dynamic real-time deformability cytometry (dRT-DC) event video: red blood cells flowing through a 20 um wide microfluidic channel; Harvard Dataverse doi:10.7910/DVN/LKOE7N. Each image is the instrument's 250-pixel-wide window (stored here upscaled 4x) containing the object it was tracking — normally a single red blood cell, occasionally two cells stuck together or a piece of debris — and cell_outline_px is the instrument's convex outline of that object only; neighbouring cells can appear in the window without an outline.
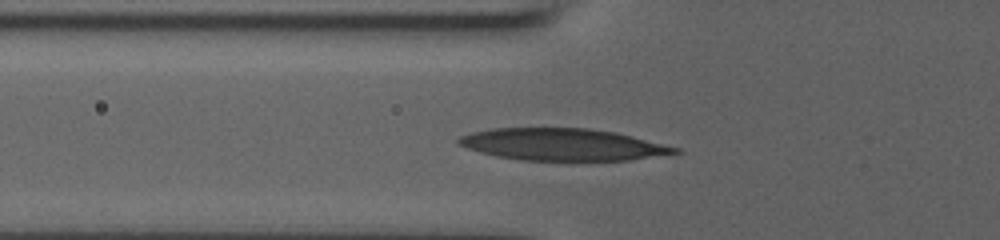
{"species": "human", "species_latin": "Homo sapiens", "temperature_condition": "room temperature", "stored_images_in_passage": 14, "camera_frame_rate_fps": 3000, "um_per_image_px": 0.085, "donor": {"sex": "male"}, "frame": {"image": 1, "passage_image": 6, "time_ms": 1.667, "image_size_px": [1000, 240], "cell_outline_px": [[684, 152], [628, 160], [520, 160], [496, 156], [480, 152], [456, 144], [456, 140], [460, 136], [472, 132], [492, 128], [588, 128], [616, 132], [680, 148]], "centroid_in_image_um": [47.81, 12.28], "position_along_channel_um": 78.0, "area_um2": 40.29}}
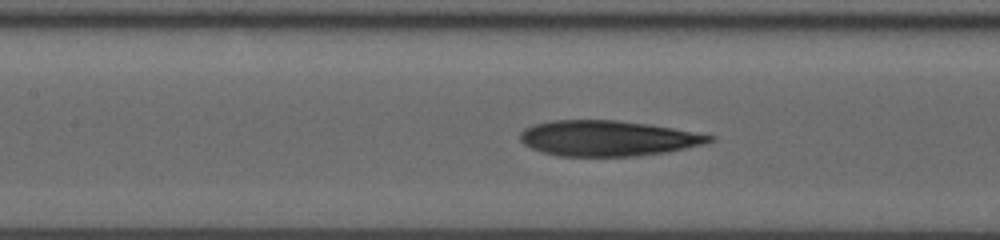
{"frame": {"image": 2, "passage_image": 12, "time_ms": 3.667, "image_size_px": [1000, 240], "cell_outline_px": [[716, 140], [704, 144], [668, 152], [636, 156], [560, 156], [544, 152], [532, 148], [524, 144], [520, 140], [520, 132], [524, 128], [532, 124], [552, 120], [616, 120], [648, 124], [672, 128], [716, 136]], "centroid_in_image_um": [51.66, 11.75], "position_along_channel_um": 155.7, "area_um2": 39.25}}
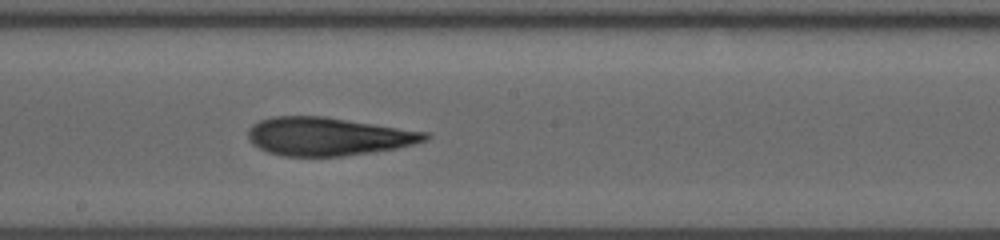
{"frame": {"image": 3, "passage_image": 14, "time_ms": 4.333, "image_size_px": [1000, 240], "cell_outline_px": [[432, 136], [428, 140], [396, 148], [340, 156], [284, 156], [268, 152], [252, 144], [248, 140], [248, 128], [252, 124], [260, 120], [272, 116], [324, 116], [428, 132]], "centroid_in_image_um": [27.86, 11.58], "position_along_channel_um": 220.3, "area_um2": 39.36}}